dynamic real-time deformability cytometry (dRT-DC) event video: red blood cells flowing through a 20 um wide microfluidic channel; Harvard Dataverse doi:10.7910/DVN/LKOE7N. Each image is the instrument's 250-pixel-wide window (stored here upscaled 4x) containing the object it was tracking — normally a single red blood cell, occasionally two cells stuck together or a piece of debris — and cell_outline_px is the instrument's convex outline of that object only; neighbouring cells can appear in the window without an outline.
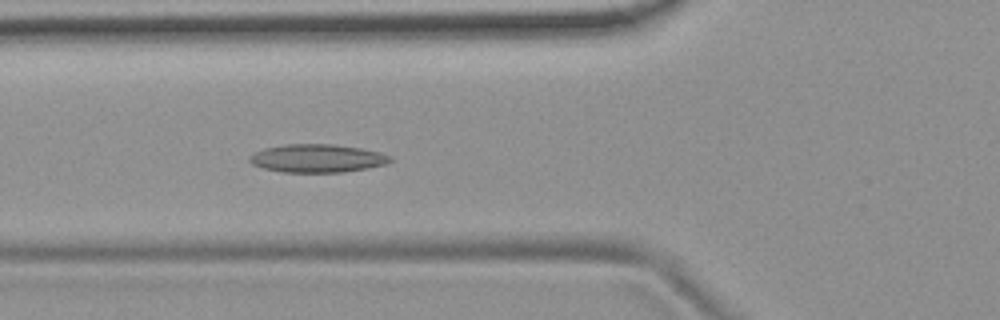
{"species": "common noctule bat (a hibernating species)", "species_latin": "Nyctalus noctula", "temperature_condition": "room temperature", "stored_images_in_passage": 40, "camera_frame_rate_fps": 3000, "um_per_image_px": 0.085, "animal": {"sex": "female", "body_mass_g": 19.9}, "frame": {"image": 1, "passage_image": 13, "time_ms": 4.0, "image_size_px": [1000, 320], "cell_outline_px": [[392, 160], [388, 164], [368, 168], [344, 172], [284, 172], [264, 168], [252, 164], [248, 160], [248, 156], [264, 148], [284, 144], [332, 144], [360, 148], [380, 152], [392, 156]], "centroid_in_image_um": [26.99, 13.45], "position_along_channel_um": 98.8, "area_um2": 23.18}}
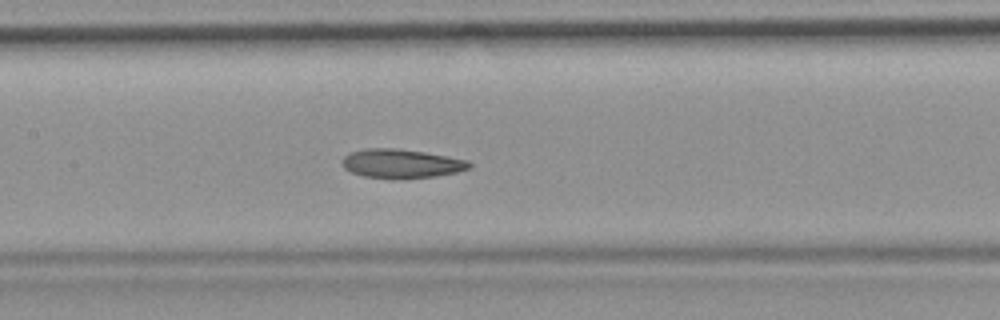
{"frame": {"image": 2, "passage_image": 19, "time_ms": 6.0, "image_size_px": [1000, 320], "cell_outline_px": [[472, 168], [456, 172], [436, 176], [364, 176], [352, 172], [344, 168], [344, 156], [348, 152], [368, 148], [396, 148], [424, 152], [468, 160], [472, 164]], "centroid_in_image_um": [34.15, 13.86], "position_along_channel_um": 173.3, "area_um2": 20.58}}
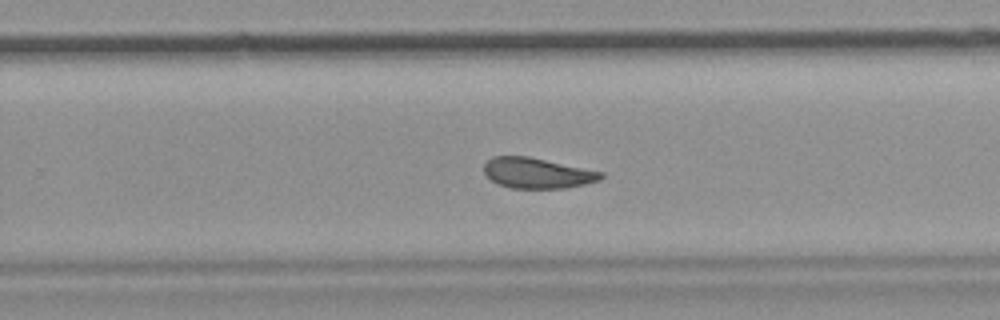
{"frame": {"image": 3, "passage_image": 28, "time_ms": 9.0, "image_size_px": [1000, 320], "cell_outline_px": [[604, 176], [600, 180], [568, 188], [512, 188], [500, 184], [492, 180], [484, 172], [484, 164], [492, 156], [528, 156], [604, 172]], "centroid_in_image_um": [45.69, 14.7], "position_along_channel_um": 284.1, "area_um2": 20.69}, "authors_computed_cell_mechanics": {"area_um2": 21.3282, "velocity_mm_per_s": 3.718, "shape_relaxation_time_tau1_ms": null, "shape_relaxation_time_tau2_ms": 3.4278, "deformation_change_tau1": null, "deformation_change_tau2": 0.1095}}